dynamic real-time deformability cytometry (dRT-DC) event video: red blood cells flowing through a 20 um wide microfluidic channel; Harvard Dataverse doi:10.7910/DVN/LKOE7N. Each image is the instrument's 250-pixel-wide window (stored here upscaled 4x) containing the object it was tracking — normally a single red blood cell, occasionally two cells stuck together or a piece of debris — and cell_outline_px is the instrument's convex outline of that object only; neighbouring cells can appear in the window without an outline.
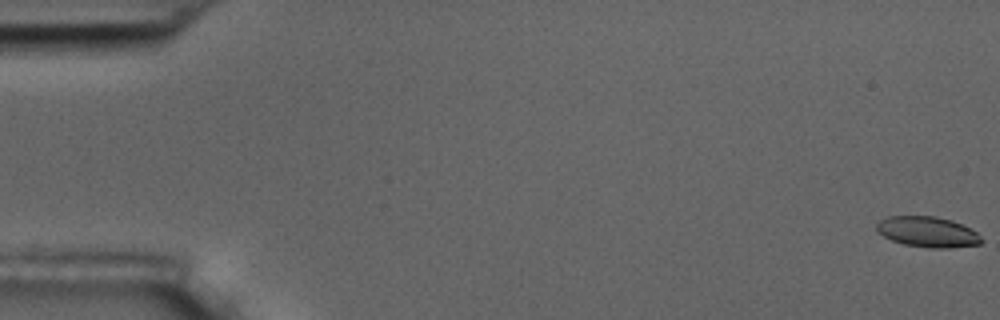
{"species": "common noctule bat (a hibernating species)", "species_latin": "Nyctalus noctula", "temperature_condition": "room temperature", "stored_images_in_passage": 6, "camera_frame_rate_fps": 3000, "um_per_image_px": 0.085, "animal": {"sex": "male", "body_mass_g": 17.5, "forearm_length_mm": 52.3}, "frame": {"image": 1, "passage_image": 1, "time_ms": 0.0, "image_size_px": [1000, 320], "cell_outline_px": [[984, 240], [980, 244], [952, 248], [928, 248], [904, 244], [892, 240], [876, 232], [876, 224], [880, 220], [888, 216], [936, 216], [952, 220], [976, 232]], "centroid_in_image_um": [78.83, 19.71], "position_along_channel_um": 6.2, "area_um2": 18.73}}
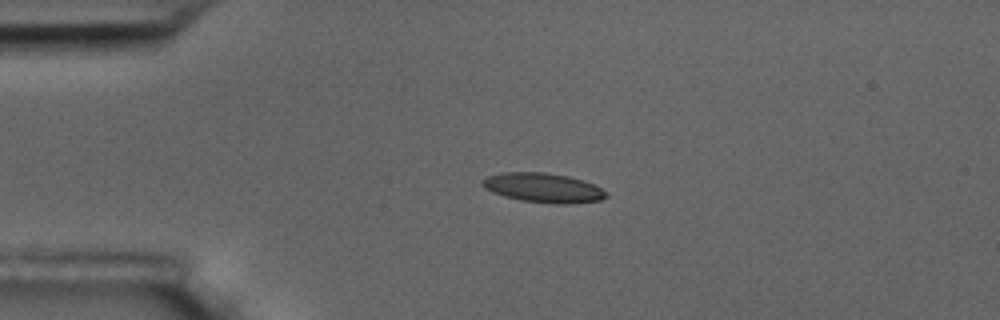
{"frame": {"image": 2, "passage_image": 4, "time_ms": 4.333, "image_size_px": [1000, 320], "cell_outline_px": [[608, 196], [600, 200], [568, 204], [560, 204], [520, 200], [504, 196], [492, 192], [484, 188], [480, 184], [488, 176], [500, 172], [544, 172], [568, 176], [584, 180], [600, 188]], "centroid_in_image_um": [46.14, 15.95], "position_along_channel_um": 38.9, "area_um2": 21.1}}